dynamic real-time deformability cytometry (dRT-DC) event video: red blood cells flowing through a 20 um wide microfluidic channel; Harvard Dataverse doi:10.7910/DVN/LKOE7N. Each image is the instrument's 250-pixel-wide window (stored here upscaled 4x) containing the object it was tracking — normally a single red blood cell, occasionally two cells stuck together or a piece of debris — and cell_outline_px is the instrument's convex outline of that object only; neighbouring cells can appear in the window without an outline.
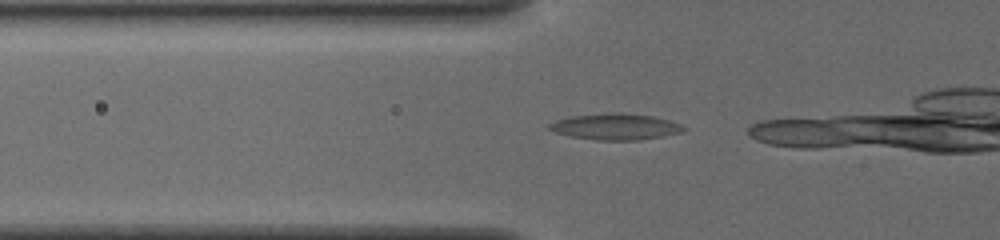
{"species": "common noctule bat (a hibernating species)", "species_latin": "Nyctalus noctula", "temperature_condition": "cold", "stored_images_in_passage": 13, "camera_frame_rate_fps": 3000, "um_per_image_px": 0.085, "animal": {"sex": "female", "body_mass_g": 19.5, "forearm_length_mm": 54.1}, "frame": {"image": 1, "passage_image": 10, "time_ms": 3.0, "image_size_px": [1000, 240], "cell_outline_px": [[684, 128], [680, 132], [660, 136], [636, 140], [600, 140], [572, 136], [556, 132], [548, 128], [548, 124], [556, 120], [576, 116], [620, 112], [652, 116], [668, 120]], "centroid_in_image_um": [52.27, 10.76], "position_along_channel_um": 73.5, "area_um2": 19.71}}